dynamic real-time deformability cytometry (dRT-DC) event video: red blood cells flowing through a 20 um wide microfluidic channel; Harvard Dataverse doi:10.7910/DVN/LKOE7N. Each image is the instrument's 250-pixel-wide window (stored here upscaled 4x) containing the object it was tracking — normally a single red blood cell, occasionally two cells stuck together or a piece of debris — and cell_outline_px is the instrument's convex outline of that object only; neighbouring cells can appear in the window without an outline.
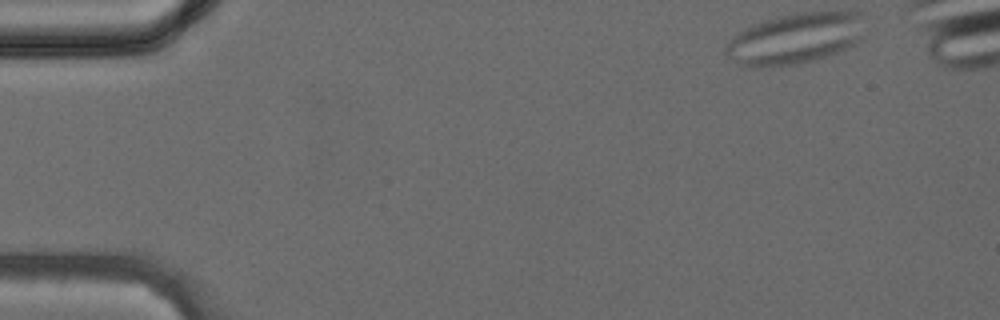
{"species": "common noctule bat (a hibernating species)", "species_latin": "Nyctalus noctula", "temperature_condition": "cold", "stored_images_in_passage": 33, "camera_frame_rate_fps": 3000, "um_per_image_px": 0.085, "animal": {"sex": "female", "body_mass_g": 24.6, "forearm_length_mm": 56.2}, "frame": {"image": 1, "passage_image": 1, "time_ms": 0.0, "image_size_px": [1000, 320], "cell_outline_px": [[864, 12], [860, 40], [856, 44], [836, 52], [812, 60], [796, 64], [768, 68], [756, 68], [736, 64], [724, 52], [724, 48], [732, 36], [744, 28], [764, 20], [780, 16], [800, 12]], "centroid_in_image_um": [67.53, 3.29], "position_along_channel_um": 17.5, "area_um2": 41.27}}